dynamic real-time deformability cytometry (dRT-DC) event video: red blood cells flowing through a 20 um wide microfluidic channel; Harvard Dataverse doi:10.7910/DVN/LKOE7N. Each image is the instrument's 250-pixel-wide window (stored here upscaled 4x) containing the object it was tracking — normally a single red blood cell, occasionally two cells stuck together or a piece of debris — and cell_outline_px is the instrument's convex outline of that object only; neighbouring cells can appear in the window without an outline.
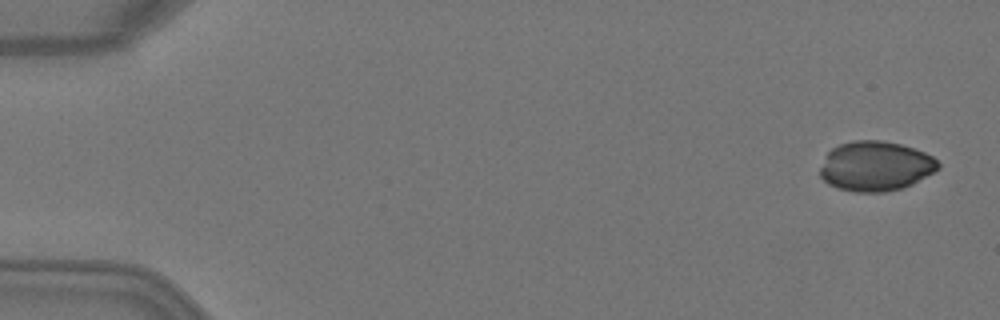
{"species": "Egyptian fruit bat (a non-hibernating species)", "species_latin": "Rousettus aegyptiacus", "temperature_condition": "warm", "stored_images_in_passage": 5, "camera_frame_rate_fps": 3000, "um_per_image_px": 0.085, "animal": {"sex": "female"}, "frame": {"image": 1, "passage_image": 1, "time_ms": 0.0, "image_size_px": [1000, 320], "cell_outline_px": [[940, 168], [912, 184], [904, 188], [884, 192], [856, 192], [840, 188], [828, 184], [820, 176], [820, 168], [828, 152], [832, 148], [840, 144], [852, 140], [880, 140], [900, 144], [916, 148], [932, 156], [940, 164]], "centroid_in_image_um": [74.43, 14.12], "position_along_channel_um": 10.6, "area_um2": 34.28}}